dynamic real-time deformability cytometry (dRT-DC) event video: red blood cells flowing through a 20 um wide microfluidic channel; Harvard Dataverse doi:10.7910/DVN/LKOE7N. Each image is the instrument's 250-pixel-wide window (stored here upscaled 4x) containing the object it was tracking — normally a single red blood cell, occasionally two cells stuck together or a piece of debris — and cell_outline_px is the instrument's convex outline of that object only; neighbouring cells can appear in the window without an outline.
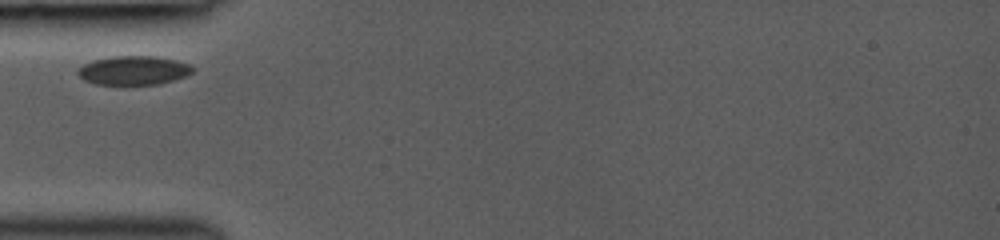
{"species": "common noctule bat (a hibernating species)", "species_latin": "Nyctalus noctula", "temperature_condition": "room temperature", "stored_images_in_passage": 36, "camera_frame_rate_fps": 3000, "um_per_image_px": 0.085, "animal": {"sex": "female", "body_mass_g": 19.0, "forearm_length_mm": 53.3}, "frame": {"image": 1, "passage_image": 1, "time_ms": 0.0, "image_size_px": [1000, 240], "cell_outline_px": [[196, 68], [192, 72], [184, 76], [172, 80], [156, 84], [96, 84], [84, 80], [76, 72], [84, 64], [92, 60], [112, 56], [156, 56], [176, 60], [188, 64]], "centroid_in_image_um": [11.35, 5.97], "position_along_channel_um": 73.7, "area_um2": 19.19}}
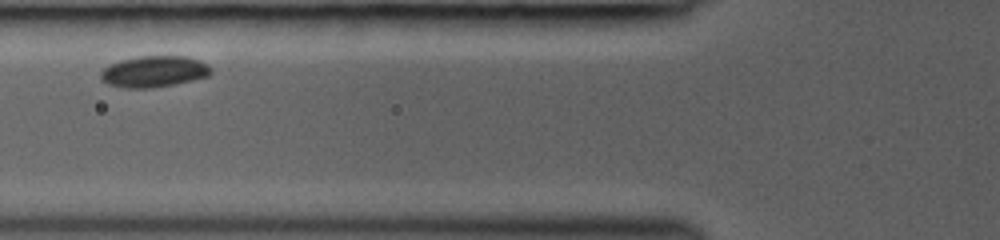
{"frame": {"image": 2, "passage_image": 4, "time_ms": 1.0, "image_size_px": [1000, 240], "cell_outline_px": [[212, 72], [208, 76], [176, 84], [152, 88], [124, 88], [108, 84], [100, 76], [100, 72], [104, 68], [120, 60], [140, 56], [184, 56], [200, 60], [212, 68]], "centroid_in_image_um": [13.11, 6.08], "position_along_channel_um": 112.7, "area_um2": 20.06}}